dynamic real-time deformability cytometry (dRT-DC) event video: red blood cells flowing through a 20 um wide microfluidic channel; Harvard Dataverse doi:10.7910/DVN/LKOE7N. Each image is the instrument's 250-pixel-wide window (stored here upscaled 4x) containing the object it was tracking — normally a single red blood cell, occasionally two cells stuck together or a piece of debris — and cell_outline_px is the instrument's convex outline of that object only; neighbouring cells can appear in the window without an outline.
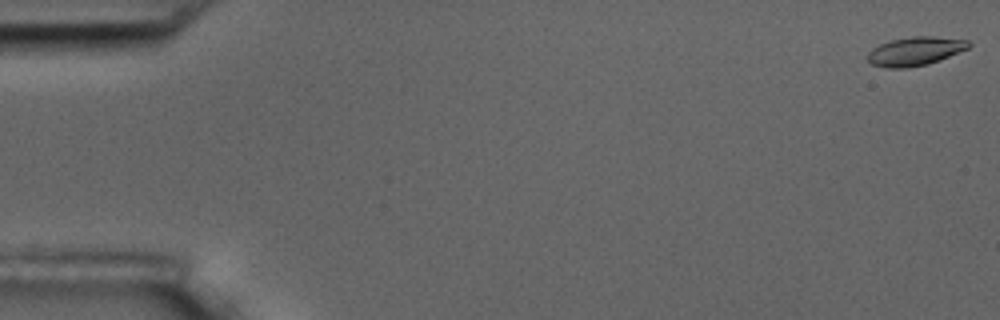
{"species": "common noctule bat (a hibernating species)", "species_latin": "Nyctalus noctula", "temperature_condition": "room temperature", "stored_images_in_passage": 5, "camera_frame_rate_fps": 3000, "um_per_image_px": 0.085, "animal": {"sex": "male", "body_mass_g": 17.5, "forearm_length_mm": 52.3}, "frame": {"image": 1, "passage_image": 1, "time_ms": 0.0, "image_size_px": [1000, 320], "cell_outline_px": [[972, 44], [968, 48], [940, 60], [928, 64], [908, 68], [884, 68], [872, 64], [868, 60], [868, 52], [872, 48], [880, 44], [892, 40], [912, 36], [932, 36], [968, 40]], "centroid_in_image_um": [77.78, 4.36], "position_along_channel_um": 7.2, "area_um2": 16.94}}
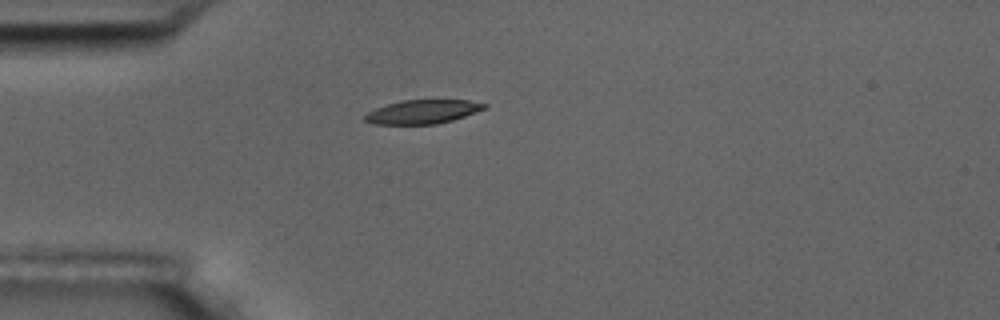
{"frame": {"image": 2, "passage_image": 5, "time_ms": 5.0, "image_size_px": [1000, 320], "cell_outline_px": [[488, 104], [484, 108], [464, 116], [452, 120], [436, 124], [372, 124], [364, 120], [364, 116], [368, 112], [376, 108], [388, 104], [404, 100], [468, 100]], "centroid_in_image_um": [35.89, 9.5], "position_along_channel_um": 49.1, "area_um2": 16.36}}